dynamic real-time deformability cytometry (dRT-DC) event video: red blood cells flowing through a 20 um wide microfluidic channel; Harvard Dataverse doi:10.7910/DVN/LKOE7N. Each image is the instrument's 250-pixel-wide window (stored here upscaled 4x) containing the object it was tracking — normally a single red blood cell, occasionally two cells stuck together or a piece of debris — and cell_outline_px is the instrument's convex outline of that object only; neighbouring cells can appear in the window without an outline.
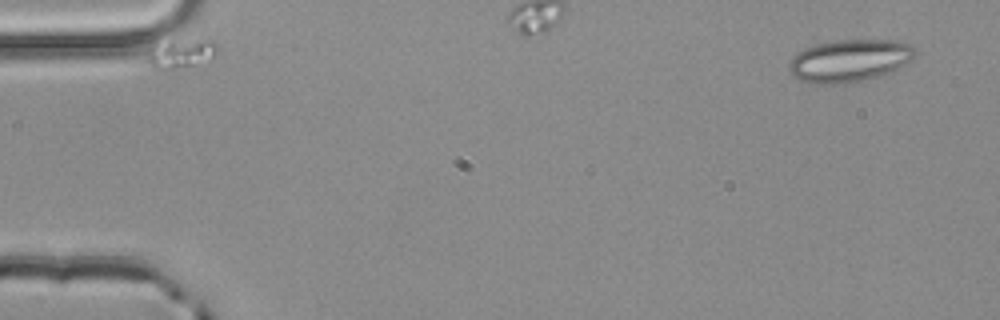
{"species": "common noctule bat (a hibernating species)", "species_latin": "Nyctalus noctula", "temperature_condition": "room temperature", "stored_images_in_passage": 3, "camera_frame_rate_fps": 3000, "um_per_image_px": 0.085, "animal": {"sex": "male", "body_mass_g": 20.4}, "frame": {"image": 1, "passage_image": 1, "time_ms": 0.0, "image_size_px": [1000, 320], "cell_outline_px": [[920, 52], [912, 60], [888, 72], [876, 76], [844, 84], [816, 84], [800, 80], [792, 76], [788, 68], [788, 64], [796, 52], [804, 48], [816, 44], [832, 40], [896, 40], [912, 44]], "centroid_in_image_um": [72.2, 5.13], "position_along_channel_um": 12.8, "area_um2": 31.44}}
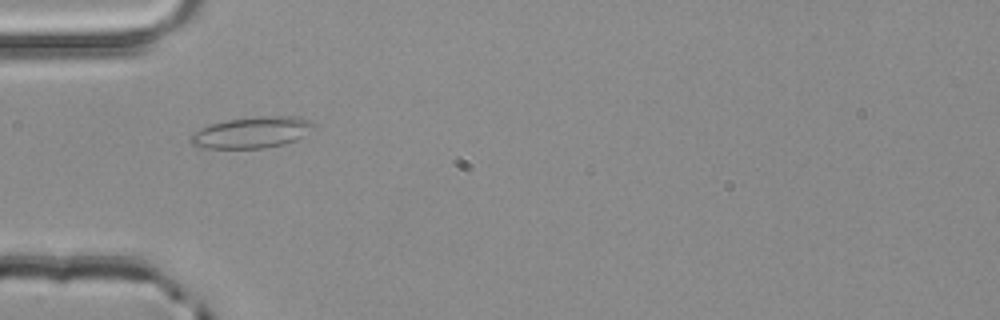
{"frame": {"image": 2, "passage_image": 3, "time_ms": 0.667, "image_size_px": [1000, 320], "cell_outline_px": [[316, 124], [304, 136], [296, 140], [284, 144], [264, 148], [208, 148], [192, 144], [188, 140], [188, 136], [192, 132], [200, 128], [212, 124], [228, 120], [252, 116], [296, 116]], "centroid_in_image_um": [21.38, 11.25], "position_along_channel_um": 63.6, "area_um2": 22.43}}